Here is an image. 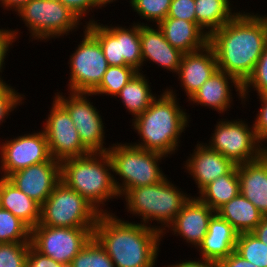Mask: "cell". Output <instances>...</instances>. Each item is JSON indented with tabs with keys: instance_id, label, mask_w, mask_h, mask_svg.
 Segmentation results:
<instances>
[{
	"instance_id": "e575fe53",
	"label": "cell",
	"mask_w": 267,
	"mask_h": 267,
	"mask_svg": "<svg viewBox=\"0 0 267 267\" xmlns=\"http://www.w3.org/2000/svg\"><path fill=\"white\" fill-rule=\"evenodd\" d=\"M30 242L0 243V267H26Z\"/></svg>"
},
{
	"instance_id": "ab89813d",
	"label": "cell",
	"mask_w": 267,
	"mask_h": 267,
	"mask_svg": "<svg viewBox=\"0 0 267 267\" xmlns=\"http://www.w3.org/2000/svg\"><path fill=\"white\" fill-rule=\"evenodd\" d=\"M64 6H66L74 15L81 21L83 17L89 15L90 10H95L94 8L103 7L101 0H58Z\"/></svg>"
},
{
	"instance_id": "4316f807",
	"label": "cell",
	"mask_w": 267,
	"mask_h": 267,
	"mask_svg": "<svg viewBox=\"0 0 267 267\" xmlns=\"http://www.w3.org/2000/svg\"><path fill=\"white\" fill-rule=\"evenodd\" d=\"M239 193L240 182L235 165L227 174L219 176L197 194L203 203L216 212Z\"/></svg>"
},
{
	"instance_id": "f35d334b",
	"label": "cell",
	"mask_w": 267,
	"mask_h": 267,
	"mask_svg": "<svg viewBox=\"0 0 267 267\" xmlns=\"http://www.w3.org/2000/svg\"><path fill=\"white\" fill-rule=\"evenodd\" d=\"M260 109L256 114L255 121L252 122L257 139L261 144L267 143V92L259 94Z\"/></svg>"
},
{
	"instance_id": "f546056e",
	"label": "cell",
	"mask_w": 267,
	"mask_h": 267,
	"mask_svg": "<svg viewBox=\"0 0 267 267\" xmlns=\"http://www.w3.org/2000/svg\"><path fill=\"white\" fill-rule=\"evenodd\" d=\"M137 72L131 66H109L100 85L91 94L115 97Z\"/></svg>"
},
{
	"instance_id": "603a6c76",
	"label": "cell",
	"mask_w": 267,
	"mask_h": 267,
	"mask_svg": "<svg viewBox=\"0 0 267 267\" xmlns=\"http://www.w3.org/2000/svg\"><path fill=\"white\" fill-rule=\"evenodd\" d=\"M238 232L217 213L209 221L208 231L197 249L202 259L219 262L235 251Z\"/></svg>"
},
{
	"instance_id": "4fadbf2b",
	"label": "cell",
	"mask_w": 267,
	"mask_h": 267,
	"mask_svg": "<svg viewBox=\"0 0 267 267\" xmlns=\"http://www.w3.org/2000/svg\"><path fill=\"white\" fill-rule=\"evenodd\" d=\"M56 93L54 98L68 111L82 144L90 152H108L103 120L97 107L88 99L92 94L69 92V97H66L60 92Z\"/></svg>"
},
{
	"instance_id": "9c48e42d",
	"label": "cell",
	"mask_w": 267,
	"mask_h": 267,
	"mask_svg": "<svg viewBox=\"0 0 267 267\" xmlns=\"http://www.w3.org/2000/svg\"><path fill=\"white\" fill-rule=\"evenodd\" d=\"M35 40H48L69 35L82 24L58 0H30L17 13ZM80 22V23H79ZM77 27V28H76Z\"/></svg>"
},
{
	"instance_id": "4dcf8cb0",
	"label": "cell",
	"mask_w": 267,
	"mask_h": 267,
	"mask_svg": "<svg viewBox=\"0 0 267 267\" xmlns=\"http://www.w3.org/2000/svg\"><path fill=\"white\" fill-rule=\"evenodd\" d=\"M235 252L259 267H267V245L252 232L238 234Z\"/></svg>"
},
{
	"instance_id": "d4e9b609",
	"label": "cell",
	"mask_w": 267,
	"mask_h": 267,
	"mask_svg": "<svg viewBox=\"0 0 267 267\" xmlns=\"http://www.w3.org/2000/svg\"><path fill=\"white\" fill-rule=\"evenodd\" d=\"M0 207L10 211L30 229L40 223L41 205L1 176Z\"/></svg>"
},
{
	"instance_id": "74e56055",
	"label": "cell",
	"mask_w": 267,
	"mask_h": 267,
	"mask_svg": "<svg viewBox=\"0 0 267 267\" xmlns=\"http://www.w3.org/2000/svg\"><path fill=\"white\" fill-rule=\"evenodd\" d=\"M166 18H178L197 24L195 0H172Z\"/></svg>"
},
{
	"instance_id": "60d3db41",
	"label": "cell",
	"mask_w": 267,
	"mask_h": 267,
	"mask_svg": "<svg viewBox=\"0 0 267 267\" xmlns=\"http://www.w3.org/2000/svg\"><path fill=\"white\" fill-rule=\"evenodd\" d=\"M19 30H11V29H2L0 28V73L3 71V67L5 65V59L8 55L7 52L10 51V47L17 40ZM0 81H3V78L0 75Z\"/></svg>"
},
{
	"instance_id": "7402d4cb",
	"label": "cell",
	"mask_w": 267,
	"mask_h": 267,
	"mask_svg": "<svg viewBox=\"0 0 267 267\" xmlns=\"http://www.w3.org/2000/svg\"><path fill=\"white\" fill-rule=\"evenodd\" d=\"M240 193L267 216V151L258 159L237 165Z\"/></svg>"
},
{
	"instance_id": "bcb514c9",
	"label": "cell",
	"mask_w": 267,
	"mask_h": 267,
	"mask_svg": "<svg viewBox=\"0 0 267 267\" xmlns=\"http://www.w3.org/2000/svg\"><path fill=\"white\" fill-rule=\"evenodd\" d=\"M30 0H0V5L4 8L18 13V11L26 5ZM11 8V9H10Z\"/></svg>"
},
{
	"instance_id": "5bb4252c",
	"label": "cell",
	"mask_w": 267,
	"mask_h": 267,
	"mask_svg": "<svg viewBox=\"0 0 267 267\" xmlns=\"http://www.w3.org/2000/svg\"><path fill=\"white\" fill-rule=\"evenodd\" d=\"M45 120L42 130L47 137L51 158L62 161L91 153L82 144L68 111L55 98Z\"/></svg>"
},
{
	"instance_id": "f1b7e54d",
	"label": "cell",
	"mask_w": 267,
	"mask_h": 267,
	"mask_svg": "<svg viewBox=\"0 0 267 267\" xmlns=\"http://www.w3.org/2000/svg\"><path fill=\"white\" fill-rule=\"evenodd\" d=\"M137 72L130 81L115 96L122 100L127 111L131 113L133 118L142 114L157 97L151 92L149 79L146 74Z\"/></svg>"
},
{
	"instance_id": "ffe728a7",
	"label": "cell",
	"mask_w": 267,
	"mask_h": 267,
	"mask_svg": "<svg viewBox=\"0 0 267 267\" xmlns=\"http://www.w3.org/2000/svg\"><path fill=\"white\" fill-rule=\"evenodd\" d=\"M154 28L140 22L142 66L148 60L177 75L183 53L165 39L158 26Z\"/></svg>"
},
{
	"instance_id": "b9f144b4",
	"label": "cell",
	"mask_w": 267,
	"mask_h": 267,
	"mask_svg": "<svg viewBox=\"0 0 267 267\" xmlns=\"http://www.w3.org/2000/svg\"><path fill=\"white\" fill-rule=\"evenodd\" d=\"M26 267H68L62 263L56 262L52 258L42 255L31 245L28 249Z\"/></svg>"
},
{
	"instance_id": "3957f363",
	"label": "cell",
	"mask_w": 267,
	"mask_h": 267,
	"mask_svg": "<svg viewBox=\"0 0 267 267\" xmlns=\"http://www.w3.org/2000/svg\"><path fill=\"white\" fill-rule=\"evenodd\" d=\"M176 95L173 89H164L142 114L132 119L133 129L141 137L132 145L167 157L178 151L180 135L186 131L190 120Z\"/></svg>"
},
{
	"instance_id": "ee69618b",
	"label": "cell",
	"mask_w": 267,
	"mask_h": 267,
	"mask_svg": "<svg viewBox=\"0 0 267 267\" xmlns=\"http://www.w3.org/2000/svg\"><path fill=\"white\" fill-rule=\"evenodd\" d=\"M167 267H220V265L216 261L206 260L202 258L199 260L198 258V261L185 260L180 263L167 265Z\"/></svg>"
},
{
	"instance_id": "9a60e30c",
	"label": "cell",
	"mask_w": 267,
	"mask_h": 267,
	"mask_svg": "<svg viewBox=\"0 0 267 267\" xmlns=\"http://www.w3.org/2000/svg\"><path fill=\"white\" fill-rule=\"evenodd\" d=\"M1 175L10 174L51 159L47 137L43 130L7 139L0 144Z\"/></svg>"
},
{
	"instance_id": "836d02e7",
	"label": "cell",
	"mask_w": 267,
	"mask_h": 267,
	"mask_svg": "<svg viewBox=\"0 0 267 267\" xmlns=\"http://www.w3.org/2000/svg\"><path fill=\"white\" fill-rule=\"evenodd\" d=\"M172 0H130L129 4L138 15L156 26L168 16Z\"/></svg>"
},
{
	"instance_id": "7dc6e473",
	"label": "cell",
	"mask_w": 267,
	"mask_h": 267,
	"mask_svg": "<svg viewBox=\"0 0 267 267\" xmlns=\"http://www.w3.org/2000/svg\"><path fill=\"white\" fill-rule=\"evenodd\" d=\"M103 5H104V8L107 6V4H110V3H113L115 2L116 0H101Z\"/></svg>"
},
{
	"instance_id": "d6986e66",
	"label": "cell",
	"mask_w": 267,
	"mask_h": 267,
	"mask_svg": "<svg viewBox=\"0 0 267 267\" xmlns=\"http://www.w3.org/2000/svg\"><path fill=\"white\" fill-rule=\"evenodd\" d=\"M218 70L214 49L208 44L205 48L183 53L177 72L180 84L188 99Z\"/></svg>"
},
{
	"instance_id": "30bf717a",
	"label": "cell",
	"mask_w": 267,
	"mask_h": 267,
	"mask_svg": "<svg viewBox=\"0 0 267 267\" xmlns=\"http://www.w3.org/2000/svg\"><path fill=\"white\" fill-rule=\"evenodd\" d=\"M220 120L214 125V133L206 144L212 150L230 159L235 165L254 161L267 151V144L263 145L257 139L252 125L249 127L241 119Z\"/></svg>"
},
{
	"instance_id": "7a4b0ae2",
	"label": "cell",
	"mask_w": 267,
	"mask_h": 267,
	"mask_svg": "<svg viewBox=\"0 0 267 267\" xmlns=\"http://www.w3.org/2000/svg\"><path fill=\"white\" fill-rule=\"evenodd\" d=\"M117 217L112 212L101 213L93 231L115 267H155L162 234Z\"/></svg>"
},
{
	"instance_id": "1f68e13d",
	"label": "cell",
	"mask_w": 267,
	"mask_h": 267,
	"mask_svg": "<svg viewBox=\"0 0 267 267\" xmlns=\"http://www.w3.org/2000/svg\"><path fill=\"white\" fill-rule=\"evenodd\" d=\"M31 229L10 211L0 207V243L30 242Z\"/></svg>"
},
{
	"instance_id": "7c38bea8",
	"label": "cell",
	"mask_w": 267,
	"mask_h": 267,
	"mask_svg": "<svg viewBox=\"0 0 267 267\" xmlns=\"http://www.w3.org/2000/svg\"><path fill=\"white\" fill-rule=\"evenodd\" d=\"M94 228H65L44 226L31 229V246L42 255L66 266L93 237Z\"/></svg>"
},
{
	"instance_id": "484cf974",
	"label": "cell",
	"mask_w": 267,
	"mask_h": 267,
	"mask_svg": "<svg viewBox=\"0 0 267 267\" xmlns=\"http://www.w3.org/2000/svg\"><path fill=\"white\" fill-rule=\"evenodd\" d=\"M216 213L239 234L252 232L264 218L255 205L241 193L220 207Z\"/></svg>"
},
{
	"instance_id": "2e32d148",
	"label": "cell",
	"mask_w": 267,
	"mask_h": 267,
	"mask_svg": "<svg viewBox=\"0 0 267 267\" xmlns=\"http://www.w3.org/2000/svg\"><path fill=\"white\" fill-rule=\"evenodd\" d=\"M7 179L42 205L61 181L60 161L51 158L49 161L18 170Z\"/></svg>"
},
{
	"instance_id": "f6af8a7d",
	"label": "cell",
	"mask_w": 267,
	"mask_h": 267,
	"mask_svg": "<svg viewBox=\"0 0 267 267\" xmlns=\"http://www.w3.org/2000/svg\"><path fill=\"white\" fill-rule=\"evenodd\" d=\"M252 233L267 245V216H264Z\"/></svg>"
},
{
	"instance_id": "6da1fadb",
	"label": "cell",
	"mask_w": 267,
	"mask_h": 267,
	"mask_svg": "<svg viewBox=\"0 0 267 267\" xmlns=\"http://www.w3.org/2000/svg\"><path fill=\"white\" fill-rule=\"evenodd\" d=\"M238 12L209 36L218 70L233 76L241 85L253 73L267 46V15Z\"/></svg>"
},
{
	"instance_id": "d6a6232c",
	"label": "cell",
	"mask_w": 267,
	"mask_h": 267,
	"mask_svg": "<svg viewBox=\"0 0 267 267\" xmlns=\"http://www.w3.org/2000/svg\"><path fill=\"white\" fill-rule=\"evenodd\" d=\"M68 267H115L105 249L92 237Z\"/></svg>"
},
{
	"instance_id": "277c9868",
	"label": "cell",
	"mask_w": 267,
	"mask_h": 267,
	"mask_svg": "<svg viewBox=\"0 0 267 267\" xmlns=\"http://www.w3.org/2000/svg\"><path fill=\"white\" fill-rule=\"evenodd\" d=\"M112 172L113 165L108 152H91L86 156L60 161L61 181L78 192L100 213H110L102 206L108 200L120 198Z\"/></svg>"
},
{
	"instance_id": "8fae6325",
	"label": "cell",
	"mask_w": 267,
	"mask_h": 267,
	"mask_svg": "<svg viewBox=\"0 0 267 267\" xmlns=\"http://www.w3.org/2000/svg\"><path fill=\"white\" fill-rule=\"evenodd\" d=\"M83 33V40L70 55L68 92L92 93L109 67L98 40L85 27Z\"/></svg>"
},
{
	"instance_id": "44dd1931",
	"label": "cell",
	"mask_w": 267,
	"mask_h": 267,
	"mask_svg": "<svg viewBox=\"0 0 267 267\" xmlns=\"http://www.w3.org/2000/svg\"><path fill=\"white\" fill-rule=\"evenodd\" d=\"M233 83L231 85V83ZM230 86H234L241 102L242 97V85L231 75L217 70L189 99L197 105L207 106L212 110L223 114L232 105V90Z\"/></svg>"
},
{
	"instance_id": "8992f818",
	"label": "cell",
	"mask_w": 267,
	"mask_h": 267,
	"mask_svg": "<svg viewBox=\"0 0 267 267\" xmlns=\"http://www.w3.org/2000/svg\"><path fill=\"white\" fill-rule=\"evenodd\" d=\"M108 154L112 160L114 175H119V181H122L119 183L114 176V184L120 197L129 189L159 183L166 178L159 167L162 158L167 157L162 153L120 142L109 146Z\"/></svg>"
},
{
	"instance_id": "5b68a950",
	"label": "cell",
	"mask_w": 267,
	"mask_h": 267,
	"mask_svg": "<svg viewBox=\"0 0 267 267\" xmlns=\"http://www.w3.org/2000/svg\"><path fill=\"white\" fill-rule=\"evenodd\" d=\"M177 187L166 177L159 183L129 189L122 195L125 209L134 216H141L140 223L158 230L163 238L166 228L191 197ZM150 221H157L160 226L151 225Z\"/></svg>"
},
{
	"instance_id": "cb8c5ba5",
	"label": "cell",
	"mask_w": 267,
	"mask_h": 267,
	"mask_svg": "<svg viewBox=\"0 0 267 267\" xmlns=\"http://www.w3.org/2000/svg\"><path fill=\"white\" fill-rule=\"evenodd\" d=\"M165 39L182 53H193L209 44V36L196 23L178 18H165L158 25Z\"/></svg>"
},
{
	"instance_id": "e0dca14e",
	"label": "cell",
	"mask_w": 267,
	"mask_h": 267,
	"mask_svg": "<svg viewBox=\"0 0 267 267\" xmlns=\"http://www.w3.org/2000/svg\"><path fill=\"white\" fill-rule=\"evenodd\" d=\"M215 213L197 196H191L167 228L173 231L172 234L183 237L185 242L198 248L207 234L209 221Z\"/></svg>"
},
{
	"instance_id": "ac0fdd59",
	"label": "cell",
	"mask_w": 267,
	"mask_h": 267,
	"mask_svg": "<svg viewBox=\"0 0 267 267\" xmlns=\"http://www.w3.org/2000/svg\"><path fill=\"white\" fill-rule=\"evenodd\" d=\"M199 143L184 165L187 173L198 185V192L219 176L227 174L235 166L230 159L212 150L206 143Z\"/></svg>"
},
{
	"instance_id": "52a82bcc",
	"label": "cell",
	"mask_w": 267,
	"mask_h": 267,
	"mask_svg": "<svg viewBox=\"0 0 267 267\" xmlns=\"http://www.w3.org/2000/svg\"><path fill=\"white\" fill-rule=\"evenodd\" d=\"M100 214L78 192L60 181L41 205L40 224L51 227L94 228Z\"/></svg>"
},
{
	"instance_id": "83f0119b",
	"label": "cell",
	"mask_w": 267,
	"mask_h": 267,
	"mask_svg": "<svg viewBox=\"0 0 267 267\" xmlns=\"http://www.w3.org/2000/svg\"><path fill=\"white\" fill-rule=\"evenodd\" d=\"M230 0H195L197 24L210 36L228 23L238 12H232Z\"/></svg>"
},
{
	"instance_id": "d590c367",
	"label": "cell",
	"mask_w": 267,
	"mask_h": 267,
	"mask_svg": "<svg viewBox=\"0 0 267 267\" xmlns=\"http://www.w3.org/2000/svg\"><path fill=\"white\" fill-rule=\"evenodd\" d=\"M251 87L255 88L253 91H256L257 95L267 92V46L256 63L253 73L242 85L243 104H246V99L249 98L247 96Z\"/></svg>"
},
{
	"instance_id": "ba28073f",
	"label": "cell",
	"mask_w": 267,
	"mask_h": 267,
	"mask_svg": "<svg viewBox=\"0 0 267 267\" xmlns=\"http://www.w3.org/2000/svg\"><path fill=\"white\" fill-rule=\"evenodd\" d=\"M84 27L98 40L109 66H131L142 71L139 22L129 28L107 26L92 17Z\"/></svg>"
},
{
	"instance_id": "8d00e7d4",
	"label": "cell",
	"mask_w": 267,
	"mask_h": 267,
	"mask_svg": "<svg viewBox=\"0 0 267 267\" xmlns=\"http://www.w3.org/2000/svg\"><path fill=\"white\" fill-rule=\"evenodd\" d=\"M25 95L17 92L4 80L0 81V125L6 120L10 112L14 111L18 105H22Z\"/></svg>"
},
{
	"instance_id": "7bdbcfd3",
	"label": "cell",
	"mask_w": 267,
	"mask_h": 267,
	"mask_svg": "<svg viewBox=\"0 0 267 267\" xmlns=\"http://www.w3.org/2000/svg\"><path fill=\"white\" fill-rule=\"evenodd\" d=\"M218 263L220 267H259L243 259L235 251L229 254L226 258L221 259Z\"/></svg>"
}]
</instances>
